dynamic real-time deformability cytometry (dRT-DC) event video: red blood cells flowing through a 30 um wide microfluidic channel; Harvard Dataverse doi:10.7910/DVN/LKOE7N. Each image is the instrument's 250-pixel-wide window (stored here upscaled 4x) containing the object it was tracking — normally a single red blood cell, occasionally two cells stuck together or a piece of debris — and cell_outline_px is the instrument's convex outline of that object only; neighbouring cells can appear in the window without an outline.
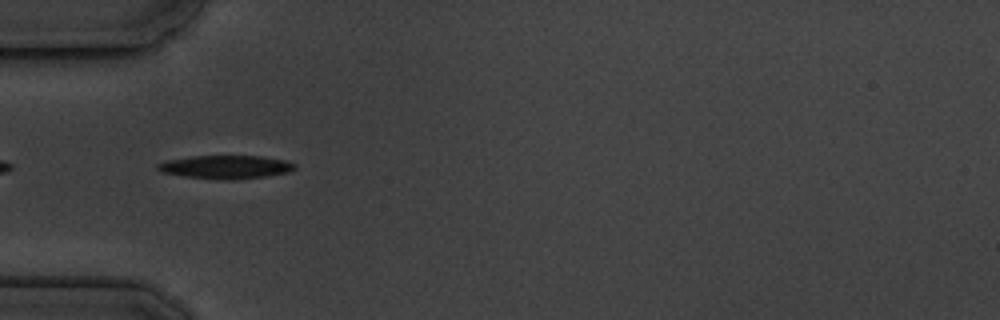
{"species": "common noctule bat (a hibernating species)", "species_latin": "Nyctalus noctula", "temperature_condition": "cold", "stored_images_in_passage": 3, "camera_frame_rate_fps": 3000, "um_per_image_px": 0.085, "animal": {"sex": "male", "body_mass_g": 19.5, "forearm_length_mm": 54.6}, "frame": {"image": 1, "passage_image": 2, "time_ms": 1.0, "image_size_px": [1000, 320], "cell_outline_px": [[296, 168], [288, 172], [264, 176], [232, 180], [224, 180], [184, 176], [160, 172], [156, 168], [156, 164], [164, 160], [192, 156], [264, 156], [288, 160], [296, 164]], "centroid_in_image_um": [19.17, 14.18], "position_along_channel_um": 65.8, "area_um2": 18.84}}